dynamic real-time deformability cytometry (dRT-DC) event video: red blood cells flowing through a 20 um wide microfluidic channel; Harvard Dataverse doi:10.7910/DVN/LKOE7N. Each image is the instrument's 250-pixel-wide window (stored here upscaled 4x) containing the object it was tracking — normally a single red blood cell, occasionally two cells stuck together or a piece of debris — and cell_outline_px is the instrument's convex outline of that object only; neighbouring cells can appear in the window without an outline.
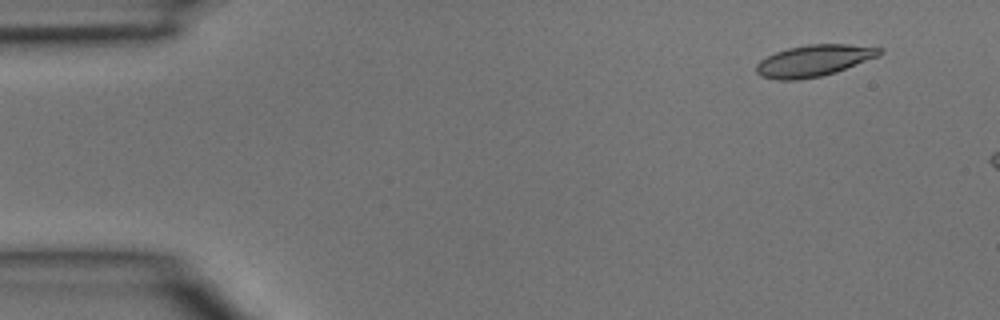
{"species": "common noctule bat (a hibernating species)", "species_latin": "Nyctalus noctula", "temperature_condition": "room temperature", "stored_images_in_passage": 3, "camera_frame_rate_fps": 3000, "um_per_image_px": 0.085, "animal": {"sex": "male", "body_mass_g": 15.6}, "frame": {"image": 1, "passage_image": 2, "time_ms": 0.333, "image_size_px": [1000, 320], "cell_outline_px": [[884, 52], [880, 56], [836, 72], [820, 76], [796, 80], [776, 80], [760, 76], [756, 72], [756, 64], [760, 60], [776, 52], [788, 48], [808, 44], [848, 44], [884, 48]], "centroid_in_image_um": [69.21, 5.15], "position_along_channel_um": 15.8, "area_um2": 22.77}}